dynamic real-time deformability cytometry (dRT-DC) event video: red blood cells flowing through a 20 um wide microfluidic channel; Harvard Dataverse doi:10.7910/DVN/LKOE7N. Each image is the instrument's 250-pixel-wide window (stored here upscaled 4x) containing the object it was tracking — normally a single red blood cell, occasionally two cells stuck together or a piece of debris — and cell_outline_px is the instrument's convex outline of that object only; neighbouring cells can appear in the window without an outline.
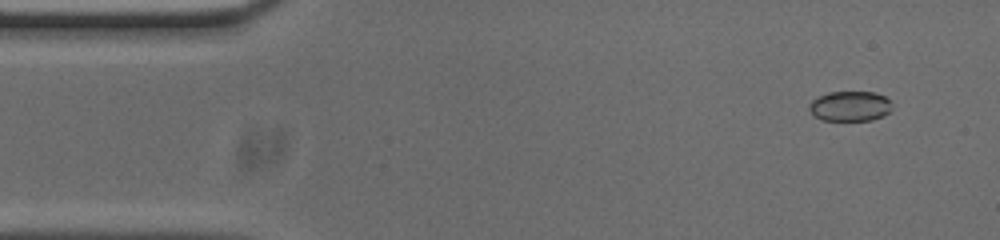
{"species": "common noctule bat (a hibernating species)", "species_latin": "Nyctalus noctula", "temperature_condition": "cold", "stored_images_in_passage": 52, "camera_frame_rate_fps": 3000, "um_per_image_px": 0.085, "animal": {"sex": "male", "body_mass_g": 20.0, "forearm_length_mm": 53.3}, "frame": {"image": 1, "passage_image": 4, "time_ms": 1.0, "image_size_px": [1000, 240], "cell_outline_px": [[888, 112], [884, 116], [872, 120], [824, 120], [816, 116], [808, 108], [808, 104], [812, 100], [828, 92], [872, 92], [884, 96], [888, 100]], "centroid_in_image_um": [72.21, 9.02], "position_along_channel_um": 12.8, "area_um2": 14.16}}
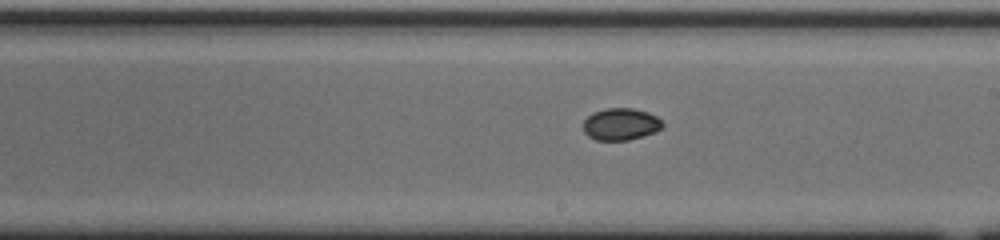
{"frame": {"image": 2, "passage_image": 29, "time_ms": 9.333, "image_size_px": [1000, 240], "cell_outline_px": [[664, 124], [660, 128], [652, 132], [628, 140], [596, 140], [588, 136], [584, 132], [584, 120], [592, 112], [604, 108], [632, 108], [648, 112], [656, 116]], "centroid_in_image_um": [52.72, 10.54], "position_along_channel_um": 236.3, "area_um2": 14.62}}
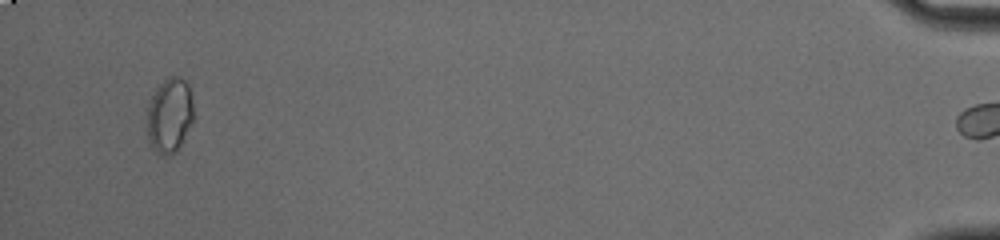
{"frame": {"image": 3, "passage_image": 51, "time_ms": 16.667, "image_size_px": [1000, 240], "cell_outline_px": [[192, 120], [176, 152], [168, 156], [164, 156], [156, 152], [152, 148], [148, 136], [148, 104], [156, 88], [168, 76], [176, 76], [184, 80], [188, 84], [192, 100]], "centroid_in_image_um": [14.4, 9.8], "position_along_channel_um": 420.8, "area_um2": 19.88}}